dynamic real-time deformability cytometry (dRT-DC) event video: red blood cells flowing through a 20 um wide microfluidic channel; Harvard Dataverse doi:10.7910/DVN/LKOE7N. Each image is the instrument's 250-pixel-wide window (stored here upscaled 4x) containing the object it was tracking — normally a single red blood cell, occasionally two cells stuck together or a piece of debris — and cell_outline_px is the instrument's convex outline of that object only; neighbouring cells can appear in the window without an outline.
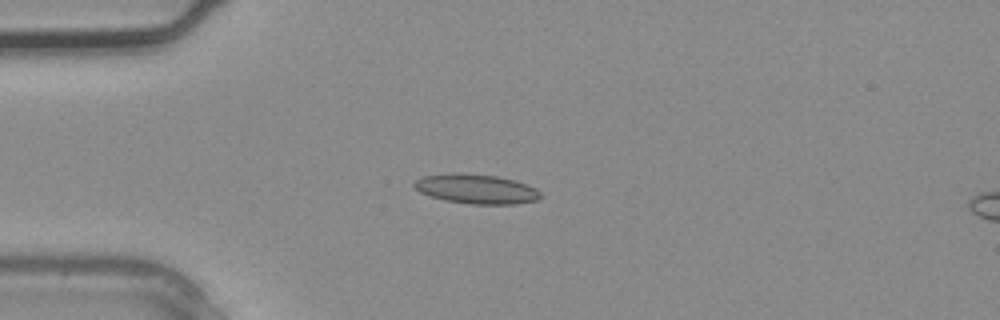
{"species": "common noctule bat (a hibernating species)", "species_latin": "Nyctalus noctula", "temperature_condition": "warm", "stored_images_in_passage": 2, "segment_of_instrument_passage": [1, 2], "camera_frame_rate_fps": 3000, "um_per_image_px": 0.085, "animal": {"sex": "male", "body_mass_g": 20.4}, "frame": {"image": 1, "passage_image": 1, "time_ms": 0.0, "image_size_px": [1000, 320], "cell_outline_px": [[544, 196], [536, 200], [516, 204], [472, 204], [444, 200], [420, 192], [412, 184], [416, 180], [424, 176], [452, 172], [468, 172], [496, 176], [516, 180], [536, 188]], "centroid_in_image_um": [40.51, 16.04], "position_along_channel_um": 44.5, "area_um2": 21.96}}